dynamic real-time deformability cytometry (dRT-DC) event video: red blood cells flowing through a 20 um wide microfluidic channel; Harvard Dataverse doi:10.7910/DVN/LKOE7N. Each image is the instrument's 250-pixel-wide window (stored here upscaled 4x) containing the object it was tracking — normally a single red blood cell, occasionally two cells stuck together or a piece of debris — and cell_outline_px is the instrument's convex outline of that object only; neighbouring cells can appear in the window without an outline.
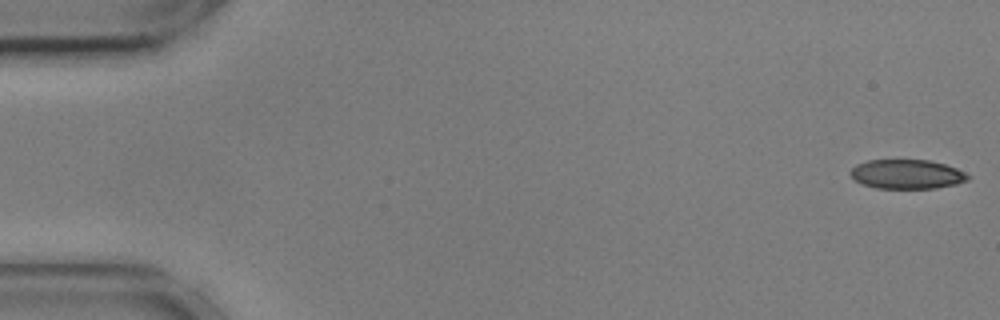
{"species": "common noctule bat (a hibernating species)", "species_latin": "Nyctalus noctula", "temperature_condition": "cold", "stored_images_in_passage": 54, "camera_frame_rate_fps": 3000, "um_per_image_px": 0.085, "animal": {"sex": "male", "body_mass_g": 17.9, "forearm_length_mm": 54.2}, "frame": {"image": 1, "passage_image": 1, "time_ms": 0.0, "image_size_px": [1000, 320], "cell_outline_px": [[972, 176], [968, 180], [956, 184], [936, 188], [876, 188], [864, 184], [856, 180], [848, 172], [856, 164], [868, 160], [928, 160], [944, 164], [956, 168]], "centroid_in_image_um": [77.1, 14.8], "position_along_channel_um": 7.9, "area_um2": 20.0}}
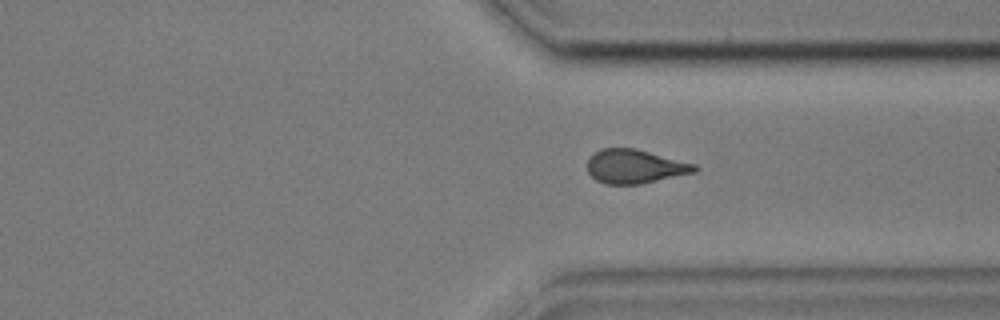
{"frame": {"image": 2, "passage_image": 41, "time_ms": 13.333, "image_size_px": [1000, 320], "cell_outline_px": [[700, 168], [696, 172], [640, 184], [604, 184], [596, 180], [588, 172], [588, 160], [600, 148], [636, 148], [696, 164]], "centroid_in_image_um": [54.0, 14.15], "position_along_channel_um": 357.4, "area_um2": 21.21}}
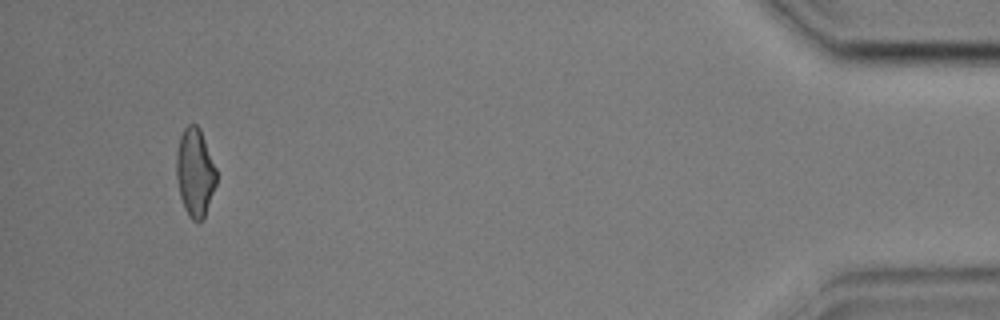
{"frame": {"image": 3, "passage_image": 52, "time_ms": 17.0, "image_size_px": [1000, 320], "cell_outline_px": [[216, 184], [204, 216], [200, 220], [192, 220], [188, 216], [184, 208], [180, 196], [176, 180], [176, 152], [180, 136], [184, 128], [188, 124], [196, 124], [200, 128], [216, 168]], "centroid_in_image_um": [16.55, 14.63], "position_along_channel_um": 418.6, "area_um2": 20.52}, "authors_computed_cell_mechanics": {"area_um2": 21.5594, "velocity_mm_per_s": 3.6234, "shape_relaxation_time_tau1_ms": 6.4669, "shape_relaxation_time_tau2_ms": 3.6783, "deformation_change_tau1": 0.1561, "deformation_change_tau2": 0.0967}}